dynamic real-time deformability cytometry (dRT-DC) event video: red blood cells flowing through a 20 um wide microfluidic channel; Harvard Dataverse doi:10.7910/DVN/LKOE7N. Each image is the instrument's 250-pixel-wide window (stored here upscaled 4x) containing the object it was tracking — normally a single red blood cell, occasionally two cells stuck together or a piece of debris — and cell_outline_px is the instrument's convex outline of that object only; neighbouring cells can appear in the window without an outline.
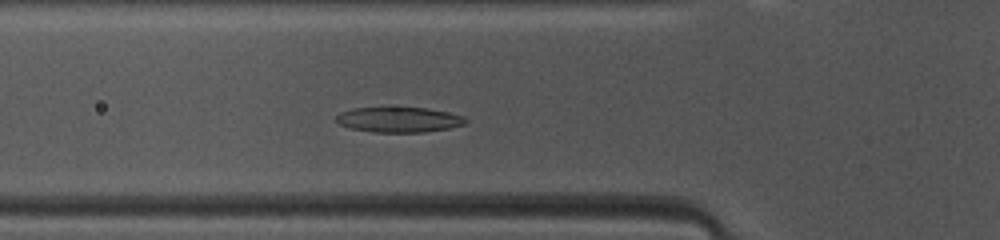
{"species": "common noctule bat (a hibernating species)", "species_latin": "Nyctalus noctula", "temperature_condition": "warm", "stored_images_in_passage": 39, "camera_frame_rate_fps": 3000, "um_per_image_px": 0.085, "animal": {"sex": "female", "body_mass_g": 10.0, "forearm_length_mm": 53.1}, "frame": {"image": 1, "passage_image": 6, "time_ms": 1.667, "image_size_px": [1000, 240], "cell_outline_px": [[468, 120], [464, 124], [448, 128], [424, 132], [376, 132], [348, 128], [340, 124], [336, 120], [336, 116], [340, 112], [352, 108], [388, 104], [428, 108], [448, 112], [464, 116]], "centroid_in_image_um": [33.86, 10.11], "position_along_channel_um": 91.9, "area_um2": 20.0}}
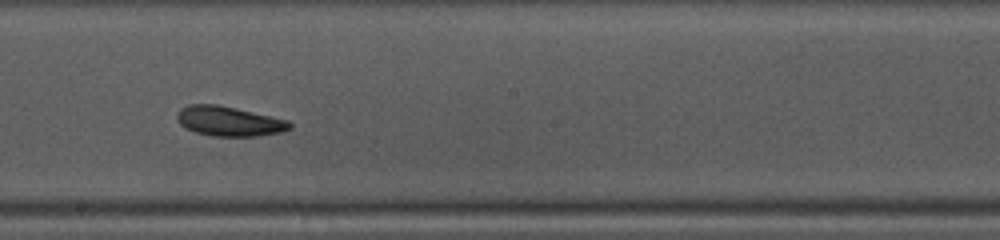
{"frame": {"image": 2, "passage_image": 16, "time_ms": 5.0, "image_size_px": [1000, 240], "cell_outline_px": [[292, 128], [280, 132], [260, 136], [212, 136], [196, 132], [180, 124], [176, 120], [176, 116], [180, 108], [188, 104], [216, 104], [236, 108], [288, 120], [292, 124]], "centroid_in_image_um": [19.46, 10.3], "position_along_channel_um": 228.7, "area_um2": 19.54}}
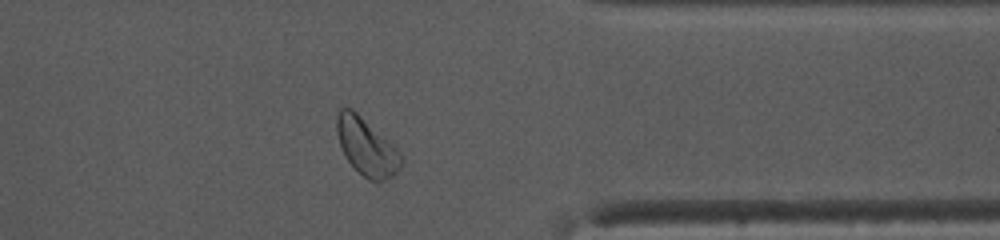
{"frame": {"image": 3, "passage_image": 28, "time_ms": 9.0, "image_size_px": [1000, 240], "cell_outline_px": [[404, 160], [400, 168], [392, 176], [376, 184], [368, 180], [344, 156], [340, 148], [336, 132], [336, 116], [340, 108], [352, 108], [392, 144], [404, 156]], "centroid_in_image_um": [31.15, 12.5], "position_along_channel_um": 380.2, "area_um2": 21.56}, "authors_computed_cell_mechanics": {"area_um2": 19.7676, "velocity_mm_per_s": 4.0855, "shape_relaxation_time_tau1_ms": 5.8929, "shape_relaxation_time_tau2_ms": 3.0811, "deformation_change_tau1": 0.1824, "deformation_change_tau2": 0.1008}}